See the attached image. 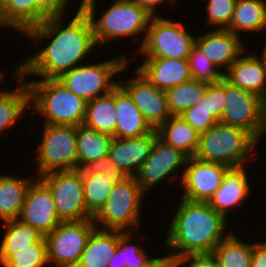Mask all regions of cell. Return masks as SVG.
I'll list each match as a JSON object with an SVG mask.
<instances>
[{
	"label": "cell",
	"mask_w": 266,
	"mask_h": 267,
	"mask_svg": "<svg viewBox=\"0 0 266 267\" xmlns=\"http://www.w3.org/2000/svg\"><path fill=\"white\" fill-rule=\"evenodd\" d=\"M65 15L48 17L41 24L29 28L24 36L34 45L41 39L50 38L49 44L37 50L18 67L24 79L36 75L41 79H57L62 73L81 65L96 47L93 27L89 15L79 5L74 17L63 26ZM67 24V25H66Z\"/></svg>",
	"instance_id": "cell-1"
},
{
	"label": "cell",
	"mask_w": 266,
	"mask_h": 267,
	"mask_svg": "<svg viewBox=\"0 0 266 267\" xmlns=\"http://www.w3.org/2000/svg\"><path fill=\"white\" fill-rule=\"evenodd\" d=\"M177 208L163 244L175 251L169 252L170 257L211 255L231 234L225 232L228 220L207 202H192L181 197Z\"/></svg>",
	"instance_id": "cell-2"
},
{
	"label": "cell",
	"mask_w": 266,
	"mask_h": 267,
	"mask_svg": "<svg viewBox=\"0 0 266 267\" xmlns=\"http://www.w3.org/2000/svg\"><path fill=\"white\" fill-rule=\"evenodd\" d=\"M97 0H81V7L89 15L98 48L106 46L116 38L141 36L144 34L141 47L151 15L132 0H115L104 13L95 17ZM96 18V19H95Z\"/></svg>",
	"instance_id": "cell-3"
},
{
	"label": "cell",
	"mask_w": 266,
	"mask_h": 267,
	"mask_svg": "<svg viewBox=\"0 0 266 267\" xmlns=\"http://www.w3.org/2000/svg\"><path fill=\"white\" fill-rule=\"evenodd\" d=\"M30 107L42 114L44 125H83L87 102L75 95L57 79H39L28 82Z\"/></svg>",
	"instance_id": "cell-4"
},
{
	"label": "cell",
	"mask_w": 266,
	"mask_h": 267,
	"mask_svg": "<svg viewBox=\"0 0 266 267\" xmlns=\"http://www.w3.org/2000/svg\"><path fill=\"white\" fill-rule=\"evenodd\" d=\"M257 144L245 130L218 121L200 134L194 157L205 162L223 164L228 168L243 167L248 165L245 161L255 155L253 150Z\"/></svg>",
	"instance_id": "cell-5"
},
{
	"label": "cell",
	"mask_w": 266,
	"mask_h": 267,
	"mask_svg": "<svg viewBox=\"0 0 266 267\" xmlns=\"http://www.w3.org/2000/svg\"><path fill=\"white\" fill-rule=\"evenodd\" d=\"M145 194L135 177H125L116 182L105 205L93 217L101 229L131 231L141 225V204ZM140 218V219H139ZM131 229V230H130Z\"/></svg>",
	"instance_id": "cell-6"
},
{
	"label": "cell",
	"mask_w": 266,
	"mask_h": 267,
	"mask_svg": "<svg viewBox=\"0 0 266 267\" xmlns=\"http://www.w3.org/2000/svg\"><path fill=\"white\" fill-rule=\"evenodd\" d=\"M118 56L96 64L81 63L72 70L62 73L57 80L88 102L97 96L109 93L119 85V82H113V76L125 71L129 63L127 55Z\"/></svg>",
	"instance_id": "cell-7"
},
{
	"label": "cell",
	"mask_w": 266,
	"mask_h": 267,
	"mask_svg": "<svg viewBox=\"0 0 266 267\" xmlns=\"http://www.w3.org/2000/svg\"><path fill=\"white\" fill-rule=\"evenodd\" d=\"M195 40L182 22L151 17L145 39L136 53H142L145 58L188 60Z\"/></svg>",
	"instance_id": "cell-8"
},
{
	"label": "cell",
	"mask_w": 266,
	"mask_h": 267,
	"mask_svg": "<svg viewBox=\"0 0 266 267\" xmlns=\"http://www.w3.org/2000/svg\"><path fill=\"white\" fill-rule=\"evenodd\" d=\"M225 107L220 122L248 132L257 142L266 133V102L224 79Z\"/></svg>",
	"instance_id": "cell-9"
},
{
	"label": "cell",
	"mask_w": 266,
	"mask_h": 267,
	"mask_svg": "<svg viewBox=\"0 0 266 267\" xmlns=\"http://www.w3.org/2000/svg\"><path fill=\"white\" fill-rule=\"evenodd\" d=\"M37 147V173L77 169L76 126L44 125Z\"/></svg>",
	"instance_id": "cell-10"
},
{
	"label": "cell",
	"mask_w": 266,
	"mask_h": 267,
	"mask_svg": "<svg viewBox=\"0 0 266 267\" xmlns=\"http://www.w3.org/2000/svg\"><path fill=\"white\" fill-rule=\"evenodd\" d=\"M96 227L93 219L61 222L44 236L48 265L52 263L57 267H76Z\"/></svg>",
	"instance_id": "cell-11"
},
{
	"label": "cell",
	"mask_w": 266,
	"mask_h": 267,
	"mask_svg": "<svg viewBox=\"0 0 266 267\" xmlns=\"http://www.w3.org/2000/svg\"><path fill=\"white\" fill-rule=\"evenodd\" d=\"M39 178L50 189L56 212L62 222L93 219L84 202L80 169L53 171Z\"/></svg>",
	"instance_id": "cell-12"
},
{
	"label": "cell",
	"mask_w": 266,
	"mask_h": 267,
	"mask_svg": "<svg viewBox=\"0 0 266 267\" xmlns=\"http://www.w3.org/2000/svg\"><path fill=\"white\" fill-rule=\"evenodd\" d=\"M187 159L188 156L181 150L174 148L157 137L149 157L134 177L146 194L148 189L154 188L169 175H171L172 179H175L172 173L175 174L181 167L185 170Z\"/></svg>",
	"instance_id": "cell-13"
},
{
	"label": "cell",
	"mask_w": 266,
	"mask_h": 267,
	"mask_svg": "<svg viewBox=\"0 0 266 267\" xmlns=\"http://www.w3.org/2000/svg\"><path fill=\"white\" fill-rule=\"evenodd\" d=\"M229 169L223 164L188 157L179 180L184 189L182 198L192 202H208L221 186L224 175Z\"/></svg>",
	"instance_id": "cell-14"
},
{
	"label": "cell",
	"mask_w": 266,
	"mask_h": 267,
	"mask_svg": "<svg viewBox=\"0 0 266 267\" xmlns=\"http://www.w3.org/2000/svg\"><path fill=\"white\" fill-rule=\"evenodd\" d=\"M134 74L135 78L129 80L128 83L122 81L119 85L131 97L150 127L157 130L172 116L168 109L165 92L157 89L137 69Z\"/></svg>",
	"instance_id": "cell-15"
},
{
	"label": "cell",
	"mask_w": 266,
	"mask_h": 267,
	"mask_svg": "<svg viewBox=\"0 0 266 267\" xmlns=\"http://www.w3.org/2000/svg\"><path fill=\"white\" fill-rule=\"evenodd\" d=\"M37 179L32 181L27 190L18 219L36 228L45 236L51 233L62 221L56 212L50 189L39 177Z\"/></svg>",
	"instance_id": "cell-16"
},
{
	"label": "cell",
	"mask_w": 266,
	"mask_h": 267,
	"mask_svg": "<svg viewBox=\"0 0 266 267\" xmlns=\"http://www.w3.org/2000/svg\"><path fill=\"white\" fill-rule=\"evenodd\" d=\"M157 137L155 129L140 137H114L108 156L126 177H134L149 157Z\"/></svg>",
	"instance_id": "cell-17"
},
{
	"label": "cell",
	"mask_w": 266,
	"mask_h": 267,
	"mask_svg": "<svg viewBox=\"0 0 266 267\" xmlns=\"http://www.w3.org/2000/svg\"><path fill=\"white\" fill-rule=\"evenodd\" d=\"M228 29H213L196 37L195 45L205 56L224 72L242 54L245 53L244 41Z\"/></svg>",
	"instance_id": "cell-18"
},
{
	"label": "cell",
	"mask_w": 266,
	"mask_h": 267,
	"mask_svg": "<svg viewBox=\"0 0 266 267\" xmlns=\"http://www.w3.org/2000/svg\"><path fill=\"white\" fill-rule=\"evenodd\" d=\"M231 85L249 91L266 102V69L258 55L243 53L223 73Z\"/></svg>",
	"instance_id": "cell-19"
},
{
	"label": "cell",
	"mask_w": 266,
	"mask_h": 267,
	"mask_svg": "<svg viewBox=\"0 0 266 267\" xmlns=\"http://www.w3.org/2000/svg\"><path fill=\"white\" fill-rule=\"evenodd\" d=\"M157 89L171 87L192 80L188 60L170 58H144L136 68Z\"/></svg>",
	"instance_id": "cell-20"
},
{
	"label": "cell",
	"mask_w": 266,
	"mask_h": 267,
	"mask_svg": "<svg viewBox=\"0 0 266 267\" xmlns=\"http://www.w3.org/2000/svg\"><path fill=\"white\" fill-rule=\"evenodd\" d=\"M245 166L230 168L224 175L221 186L207 202L216 212L228 220L231 208L240 207L251 189Z\"/></svg>",
	"instance_id": "cell-21"
},
{
	"label": "cell",
	"mask_w": 266,
	"mask_h": 267,
	"mask_svg": "<svg viewBox=\"0 0 266 267\" xmlns=\"http://www.w3.org/2000/svg\"><path fill=\"white\" fill-rule=\"evenodd\" d=\"M114 103L117 115L115 137H140L153 130L120 85L114 89Z\"/></svg>",
	"instance_id": "cell-22"
},
{
	"label": "cell",
	"mask_w": 266,
	"mask_h": 267,
	"mask_svg": "<svg viewBox=\"0 0 266 267\" xmlns=\"http://www.w3.org/2000/svg\"><path fill=\"white\" fill-rule=\"evenodd\" d=\"M119 230L96 227L82 252L76 267H107L118 247Z\"/></svg>",
	"instance_id": "cell-23"
},
{
	"label": "cell",
	"mask_w": 266,
	"mask_h": 267,
	"mask_svg": "<svg viewBox=\"0 0 266 267\" xmlns=\"http://www.w3.org/2000/svg\"><path fill=\"white\" fill-rule=\"evenodd\" d=\"M12 76L17 80L18 86L15 90L0 91V134L8 131L16 121L21 118L23 113L30 108V89L29 85L20 74L18 68H14ZM21 82V83H20Z\"/></svg>",
	"instance_id": "cell-24"
},
{
	"label": "cell",
	"mask_w": 266,
	"mask_h": 267,
	"mask_svg": "<svg viewBox=\"0 0 266 267\" xmlns=\"http://www.w3.org/2000/svg\"><path fill=\"white\" fill-rule=\"evenodd\" d=\"M47 18L37 7L35 0H5L0 12V27H9L24 34Z\"/></svg>",
	"instance_id": "cell-25"
},
{
	"label": "cell",
	"mask_w": 266,
	"mask_h": 267,
	"mask_svg": "<svg viewBox=\"0 0 266 267\" xmlns=\"http://www.w3.org/2000/svg\"><path fill=\"white\" fill-rule=\"evenodd\" d=\"M32 181L28 177L25 179L9 174L0 175V221L19 218Z\"/></svg>",
	"instance_id": "cell-26"
},
{
	"label": "cell",
	"mask_w": 266,
	"mask_h": 267,
	"mask_svg": "<svg viewBox=\"0 0 266 267\" xmlns=\"http://www.w3.org/2000/svg\"><path fill=\"white\" fill-rule=\"evenodd\" d=\"M113 138L84 125L77 126V169H84L91 162L108 156Z\"/></svg>",
	"instance_id": "cell-27"
},
{
	"label": "cell",
	"mask_w": 266,
	"mask_h": 267,
	"mask_svg": "<svg viewBox=\"0 0 266 267\" xmlns=\"http://www.w3.org/2000/svg\"><path fill=\"white\" fill-rule=\"evenodd\" d=\"M2 224L6 230L0 241V265L11 254L20 252L37 242H45L43 234L19 219L5 221Z\"/></svg>",
	"instance_id": "cell-28"
},
{
	"label": "cell",
	"mask_w": 266,
	"mask_h": 267,
	"mask_svg": "<svg viewBox=\"0 0 266 267\" xmlns=\"http://www.w3.org/2000/svg\"><path fill=\"white\" fill-rule=\"evenodd\" d=\"M158 137L188 157H194L200 134L181 116H171L157 129Z\"/></svg>",
	"instance_id": "cell-29"
},
{
	"label": "cell",
	"mask_w": 266,
	"mask_h": 267,
	"mask_svg": "<svg viewBox=\"0 0 266 267\" xmlns=\"http://www.w3.org/2000/svg\"><path fill=\"white\" fill-rule=\"evenodd\" d=\"M116 122L114 89L87 102L84 126L115 137Z\"/></svg>",
	"instance_id": "cell-30"
},
{
	"label": "cell",
	"mask_w": 266,
	"mask_h": 267,
	"mask_svg": "<svg viewBox=\"0 0 266 267\" xmlns=\"http://www.w3.org/2000/svg\"><path fill=\"white\" fill-rule=\"evenodd\" d=\"M266 28V0H237L228 30L235 35L239 32H257Z\"/></svg>",
	"instance_id": "cell-31"
},
{
	"label": "cell",
	"mask_w": 266,
	"mask_h": 267,
	"mask_svg": "<svg viewBox=\"0 0 266 267\" xmlns=\"http://www.w3.org/2000/svg\"><path fill=\"white\" fill-rule=\"evenodd\" d=\"M231 233L213 250L215 267H251L252 243H246Z\"/></svg>",
	"instance_id": "cell-32"
},
{
	"label": "cell",
	"mask_w": 266,
	"mask_h": 267,
	"mask_svg": "<svg viewBox=\"0 0 266 267\" xmlns=\"http://www.w3.org/2000/svg\"><path fill=\"white\" fill-rule=\"evenodd\" d=\"M83 177V194L87 211L94 217L105 205L115 181L105 174H90L81 169Z\"/></svg>",
	"instance_id": "cell-33"
},
{
	"label": "cell",
	"mask_w": 266,
	"mask_h": 267,
	"mask_svg": "<svg viewBox=\"0 0 266 267\" xmlns=\"http://www.w3.org/2000/svg\"><path fill=\"white\" fill-rule=\"evenodd\" d=\"M208 84L190 80L165 91L168 109L172 116H181L203 97Z\"/></svg>",
	"instance_id": "cell-34"
},
{
	"label": "cell",
	"mask_w": 266,
	"mask_h": 267,
	"mask_svg": "<svg viewBox=\"0 0 266 267\" xmlns=\"http://www.w3.org/2000/svg\"><path fill=\"white\" fill-rule=\"evenodd\" d=\"M192 80L215 84L223 79L219 70L196 45H194L188 58Z\"/></svg>",
	"instance_id": "cell-35"
},
{
	"label": "cell",
	"mask_w": 266,
	"mask_h": 267,
	"mask_svg": "<svg viewBox=\"0 0 266 267\" xmlns=\"http://www.w3.org/2000/svg\"><path fill=\"white\" fill-rule=\"evenodd\" d=\"M48 266L46 242H37L28 248L11 254L1 267H45Z\"/></svg>",
	"instance_id": "cell-36"
},
{
	"label": "cell",
	"mask_w": 266,
	"mask_h": 267,
	"mask_svg": "<svg viewBox=\"0 0 266 267\" xmlns=\"http://www.w3.org/2000/svg\"><path fill=\"white\" fill-rule=\"evenodd\" d=\"M207 25L228 29L237 0H206Z\"/></svg>",
	"instance_id": "cell-37"
},
{
	"label": "cell",
	"mask_w": 266,
	"mask_h": 267,
	"mask_svg": "<svg viewBox=\"0 0 266 267\" xmlns=\"http://www.w3.org/2000/svg\"><path fill=\"white\" fill-rule=\"evenodd\" d=\"M225 102L223 78L221 81L215 84H208L203 97L195 106L197 108H204L217 121H220L225 107Z\"/></svg>",
	"instance_id": "cell-38"
},
{
	"label": "cell",
	"mask_w": 266,
	"mask_h": 267,
	"mask_svg": "<svg viewBox=\"0 0 266 267\" xmlns=\"http://www.w3.org/2000/svg\"><path fill=\"white\" fill-rule=\"evenodd\" d=\"M132 231L122 232L119 231L118 246L122 249L123 265L126 267H138L143 264L149 256L143 247L139 244H133L130 242L134 234Z\"/></svg>",
	"instance_id": "cell-39"
},
{
	"label": "cell",
	"mask_w": 266,
	"mask_h": 267,
	"mask_svg": "<svg viewBox=\"0 0 266 267\" xmlns=\"http://www.w3.org/2000/svg\"><path fill=\"white\" fill-rule=\"evenodd\" d=\"M181 117L187 121L199 134L206 132L218 121L204 108L196 106L187 109Z\"/></svg>",
	"instance_id": "cell-40"
},
{
	"label": "cell",
	"mask_w": 266,
	"mask_h": 267,
	"mask_svg": "<svg viewBox=\"0 0 266 267\" xmlns=\"http://www.w3.org/2000/svg\"><path fill=\"white\" fill-rule=\"evenodd\" d=\"M85 169L90 174H105L115 182H120L126 177L109 156L91 162Z\"/></svg>",
	"instance_id": "cell-41"
},
{
	"label": "cell",
	"mask_w": 266,
	"mask_h": 267,
	"mask_svg": "<svg viewBox=\"0 0 266 267\" xmlns=\"http://www.w3.org/2000/svg\"><path fill=\"white\" fill-rule=\"evenodd\" d=\"M215 267L211 255H183L171 257V267Z\"/></svg>",
	"instance_id": "cell-42"
},
{
	"label": "cell",
	"mask_w": 266,
	"mask_h": 267,
	"mask_svg": "<svg viewBox=\"0 0 266 267\" xmlns=\"http://www.w3.org/2000/svg\"><path fill=\"white\" fill-rule=\"evenodd\" d=\"M70 0H35L37 7L47 16L56 17L66 14ZM65 12V13H64Z\"/></svg>",
	"instance_id": "cell-43"
},
{
	"label": "cell",
	"mask_w": 266,
	"mask_h": 267,
	"mask_svg": "<svg viewBox=\"0 0 266 267\" xmlns=\"http://www.w3.org/2000/svg\"><path fill=\"white\" fill-rule=\"evenodd\" d=\"M251 267H266V241L252 243Z\"/></svg>",
	"instance_id": "cell-44"
},
{
	"label": "cell",
	"mask_w": 266,
	"mask_h": 267,
	"mask_svg": "<svg viewBox=\"0 0 266 267\" xmlns=\"http://www.w3.org/2000/svg\"><path fill=\"white\" fill-rule=\"evenodd\" d=\"M139 6H141L147 13H149L152 17L160 16L159 13H156L158 9V5L163 4L164 1L170 3H176L177 0H132Z\"/></svg>",
	"instance_id": "cell-45"
},
{
	"label": "cell",
	"mask_w": 266,
	"mask_h": 267,
	"mask_svg": "<svg viewBox=\"0 0 266 267\" xmlns=\"http://www.w3.org/2000/svg\"><path fill=\"white\" fill-rule=\"evenodd\" d=\"M138 267H171V257L168 254L161 257H149L143 264L138 265Z\"/></svg>",
	"instance_id": "cell-46"
},
{
	"label": "cell",
	"mask_w": 266,
	"mask_h": 267,
	"mask_svg": "<svg viewBox=\"0 0 266 267\" xmlns=\"http://www.w3.org/2000/svg\"><path fill=\"white\" fill-rule=\"evenodd\" d=\"M107 267H126V265H123L122 249L119 246L113 253V256L110 259Z\"/></svg>",
	"instance_id": "cell-47"
},
{
	"label": "cell",
	"mask_w": 266,
	"mask_h": 267,
	"mask_svg": "<svg viewBox=\"0 0 266 267\" xmlns=\"http://www.w3.org/2000/svg\"><path fill=\"white\" fill-rule=\"evenodd\" d=\"M264 48H263V52L262 54L259 55V57L263 60V63L265 65V69H266V43L264 44Z\"/></svg>",
	"instance_id": "cell-48"
},
{
	"label": "cell",
	"mask_w": 266,
	"mask_h": 267,
	"mask_svg": "<svg viewBox=\"0 0 266 267\" xmlns=\"http://www.w3.org/2000/svg\"><path fill=\"white\" fill-rule=\"evenodd\" d=\"M4 3H5V0H0V12L3 9Z\"/></svg>",
	"instance_id": "cell-49"
},
{
	"label": "cell",
	"mask_w": 266,
	"mask_h": 267,
	"mask_svg": "<svg viewBox=\"0 0 266 267\" xmlns=\"http://www.w3.org/2000/svg\"><path fill=\"white\" fill-rule=\"evenodd\" d=\"M4 72H2L1 70H0V82H1V80H2V78L4 77V74H3ZM2 89H0V91H1Z\"/></svg>",
	"instance_id": "cell-50"
}]
</instances>
